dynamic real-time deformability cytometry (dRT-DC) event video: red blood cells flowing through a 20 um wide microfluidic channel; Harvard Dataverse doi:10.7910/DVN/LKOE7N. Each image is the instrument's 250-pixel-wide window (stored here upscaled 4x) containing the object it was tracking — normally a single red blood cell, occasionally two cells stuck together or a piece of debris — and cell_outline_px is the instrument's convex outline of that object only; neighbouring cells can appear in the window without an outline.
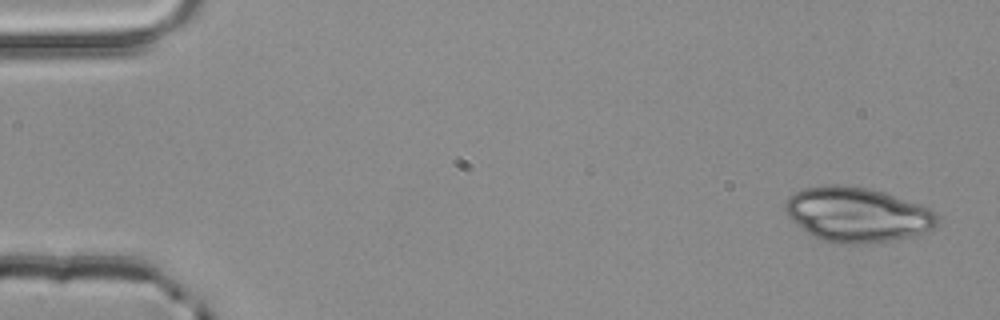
{"species": "common noctule bat (a hibernating species)", "species_latin": "Nyctalus noctula", "temperature_condition": "room temperature", "stored_images_in_passage": 3, "camera_frame_rate_fps": 3000, "um_per_image_px": 0.085, "animal": {"sex": "male", "body_mass_g": 20.4}, "frame": {"image": 1, "passage_image": 1, "time_ms": 0.0, "image_size_px": [1000, 320], "cell_outline_px": [[940, 224], [928, 232], [916, 236], [896, 240], [860, 244], [832, 244], [812, 236], [792, 220], [788, 216], [784, 208], [784, 204], [788, 196], [804, 188], [828, 184], [840, 184], [868, 188], [884, 192], [920, 204], [936, 212], [940, 216]], "centroid_in_image_um": [72.91, 18.26], "position_along_channel_um": 12.1, "area_um2": 49.3}}